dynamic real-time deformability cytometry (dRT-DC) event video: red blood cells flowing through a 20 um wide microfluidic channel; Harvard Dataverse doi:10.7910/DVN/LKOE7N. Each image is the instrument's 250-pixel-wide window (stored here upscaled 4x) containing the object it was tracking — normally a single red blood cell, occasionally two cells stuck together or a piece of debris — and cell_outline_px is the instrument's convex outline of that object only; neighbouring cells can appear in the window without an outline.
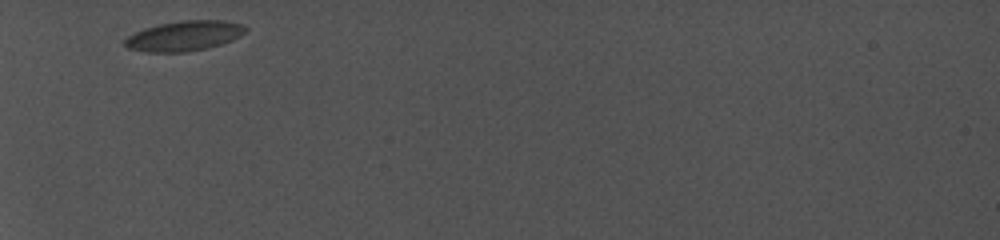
{"species": "common noctule bat (a hibernating species)", "species_latin": "Nyctalus noctula", "temperature_condition": "cold", "stored_images_in_passage": 42, "camera_frame_rate_fps": 5000, "um_per_image_px": 0.085, "animal": {"sex": "female", "body_mass_g": 19.0, "forearm_length_mm": 56.7}, "frame": {"image": 1, "passage_image": 1, "time_ms": 0.0, "image_size_px": [1000, 240], "cell_outline_px": [[248, 32], [232, 40], [220, 44], [204, 48], [184, 52], [148, 52], [128, 48], [124, 44], [124, 40], [128, 36], [144, 28], [160, 24], [180, 20], [224, 20], [244, 24], [248, 28]], "centroid_in_image_um": [15.7, 3.03], "position_along_channel_um": 69.3, "area_um2": 21.15}}
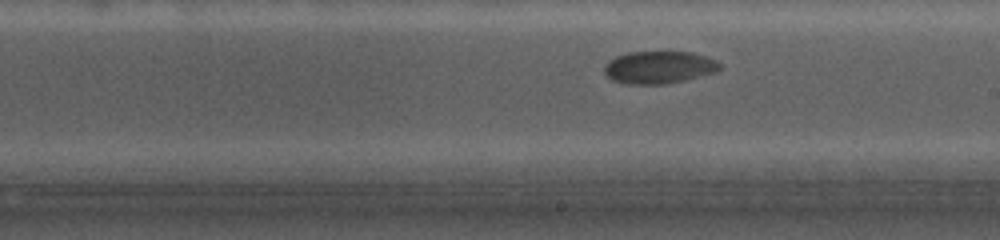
{"frame": {"image": 2, "passage_image": 22, "time_ms": 5.0, "image_size_px": [1000, 240], "cell_outline_px": [[720, 68], [716, 72], [684, 80], [664, 84], [624, 84], [612, 80], [604, 72], [604, 64], [608, 60], [616, 56], [628, 52], [692, 52], [716, 60], [720, 64]], "centroid_in_image_um": [55.97, 5.72], "position_along_channel_um": 233.0, "area_um2": 21.85}}
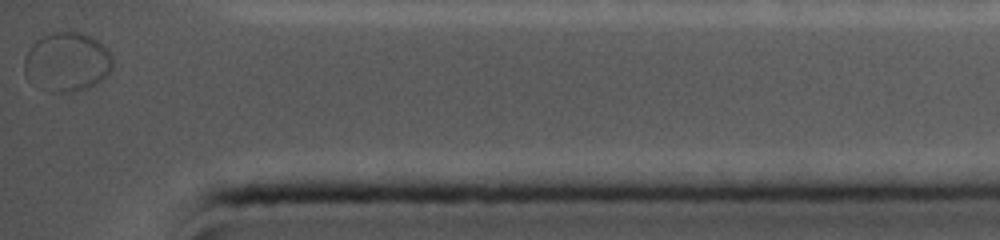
{"frame": {"image": 3, "passage_image": 42, "time_ms": 10.4, "image_size_px": [1000, 240], "cell_outline_px": [[112, 68], [96, 84], [88, 88], [72, 92], [52, 92], [24, 72], [24, 60], [28, 48], [36, 40], [52, 32], [84, 32], [92, 36], [104, 44], [108, 48], [112, 56]], "centroid_in_image_um": [5.75, 5.21], "position_along_channel_um": 429.4, "area_um2": 30.11}}